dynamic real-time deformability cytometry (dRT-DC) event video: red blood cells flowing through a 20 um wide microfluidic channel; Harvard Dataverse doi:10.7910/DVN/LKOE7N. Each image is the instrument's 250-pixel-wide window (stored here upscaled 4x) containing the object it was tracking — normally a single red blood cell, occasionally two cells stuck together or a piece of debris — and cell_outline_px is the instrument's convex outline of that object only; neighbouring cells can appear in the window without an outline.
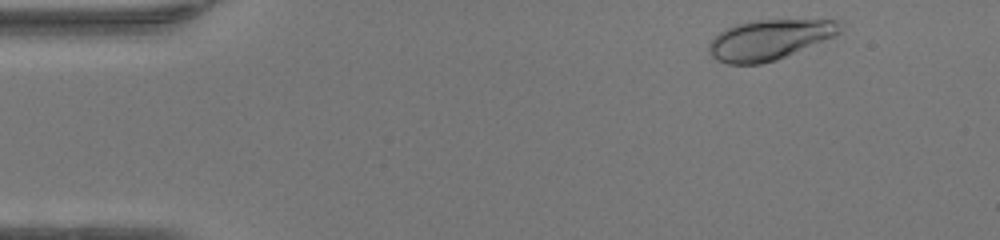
{"species": "human", "species_latin": "Homo sapiens", "temperature_condition": "warm", "stored_images_in_passage": 45, "camera_frame_rate_fps": 3000, "um_per_image_px": 0.085, "donor": {"sex": "female"}, "frame": {"image": 1, "passage_image": 2, "time_ms": 0.333, "image_size_px": [1000, 240], "cell_outline_px": [[844, 24], [840, 32], [836, 36], [776, 60], [760, 64], [728, 64], [716, 60], [708, 52], [708, 44], [720, 32], [736, 24], [752, 20], [836, 20]], "centroid_in_image_um": [65.41, 3.38], "position_along_channel_um": 19.6, "area_um2": 30.69}}
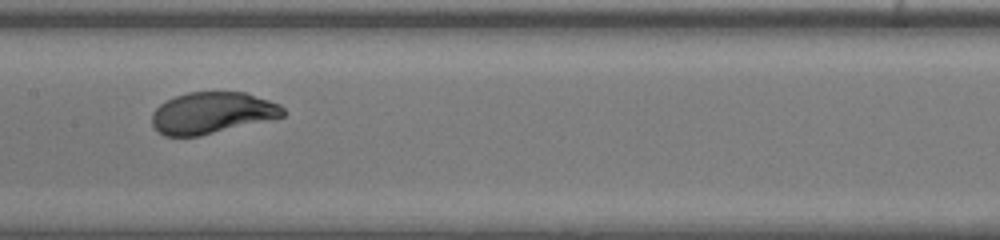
{"frame": {"image": 2, "passage_image": 21, "time_ms": 6.667, "image_size_px": [1000, 240], "cell_outline_px": [[288, 112], [284, 116], [200, 136], [164, 136], [152, 124], [152, 112], [160, 104], [176, 96], [188, 92], [244, 92], [280, 104]], "centroid_in_image_um": [18.04, 9.59], "position_along_channel_um": 189.4, "area_um2": 31.5}}
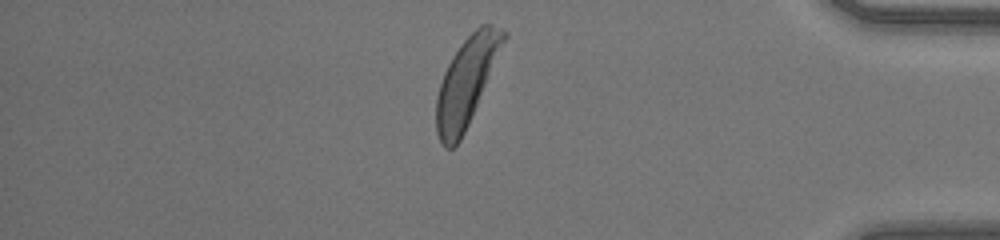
{"frame": {"image": 3, "passage_image": 38, "time_ms": 12.333, "image_size_px": [1000, 240], "cell_outline_px": [[508, 36], [468, 124], [460, 140], [452, 148], [444, 148], [436, 132], [436, 96], [444, 72], [452, 56], [460, 44], [480, 24], [492, 24], [508, 32]], "centroid_in_image_um": [39.65, 6.91], "position_along_channel_um": 395.5, "area_um2": 34.04}, "authors_computed_cell_mechanics": {"area_um2": 32.3102, "velocity_mm_per_s": 4.2484, "shape_relaxation_time_tau1_ms": 2.9577, "shape_relaxation_time_tau2_ms": null, "deformation_change_tau1": 0.1796, "deformation_change_tau2": null}}